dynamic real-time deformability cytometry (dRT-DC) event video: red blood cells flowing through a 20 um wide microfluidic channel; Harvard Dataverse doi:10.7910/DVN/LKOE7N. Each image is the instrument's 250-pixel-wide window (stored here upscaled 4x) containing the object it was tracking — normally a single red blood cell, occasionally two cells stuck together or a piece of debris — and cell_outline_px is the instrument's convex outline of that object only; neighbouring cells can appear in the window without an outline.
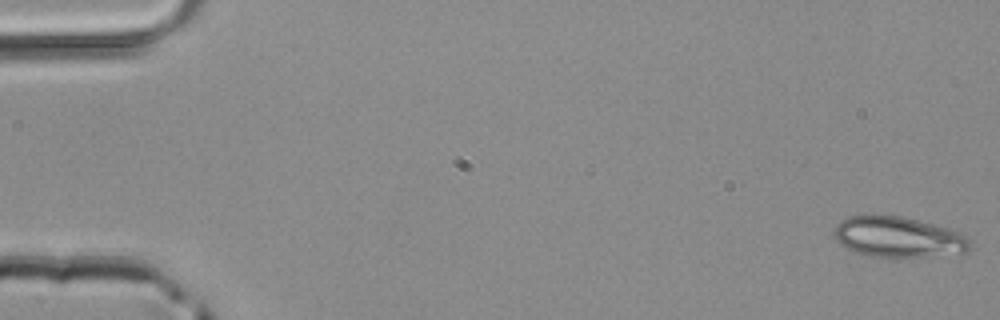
{"species": "common noctule bat (a hibernating species)", "species_latin": "Nyctalus noctula", "temperature_condition": "room temperature", "stored_images_in_passage": 48, "camera_frame_rate_fps": 3000, "um_per_image_px": 0.085, "animal": {"sex": "male", "body_mass_g": 20.4}, "frame": {"image": 1, "passage_image": 1, "time_ms": 0.0, "image_size_px": [1000, 320], "cell_outline_px": [[972, 248], [964, 252], [936, 256], [868, 256], [852, 252], [840, 244], [836, 240], [836, 224], [840, 220], [848, 216], [904, 216], [948, 228], [960, 232], [968, 240]], "centroid_in_image_um": [76.34, 20.15], "position_along_channel_um": 8.7, "area_um2": 31.85}}
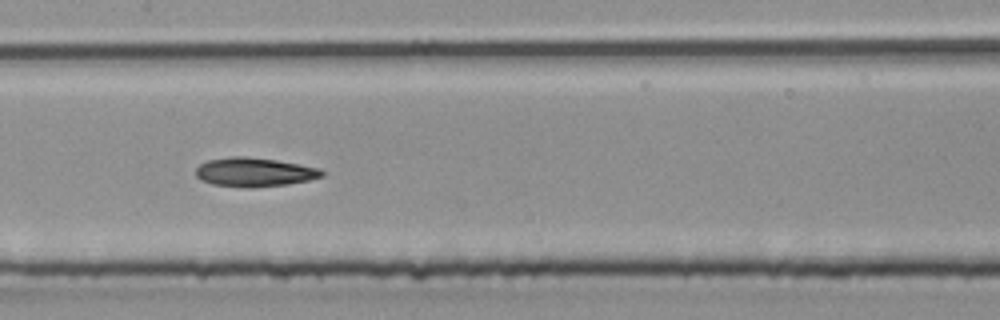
{"frame": {"image": 2, "passage_image": 24, "time_ms": 7.667, "image_size_px": [1000, 320], "cell_outline_px": [[324, 176], [308, 180], [288, 184], [252, 188], [212, 184], [200, 180], [196, 176], [196, 168], [200, 164], [208, 160], [228, 156], [248, 156], [276, 160], [300, 164], [320, 168], [324, 172]], "centroid_in_image_um": [21.62, 14.62], "position_along_channel_um": 185.8, "area_um2": 21.44}}
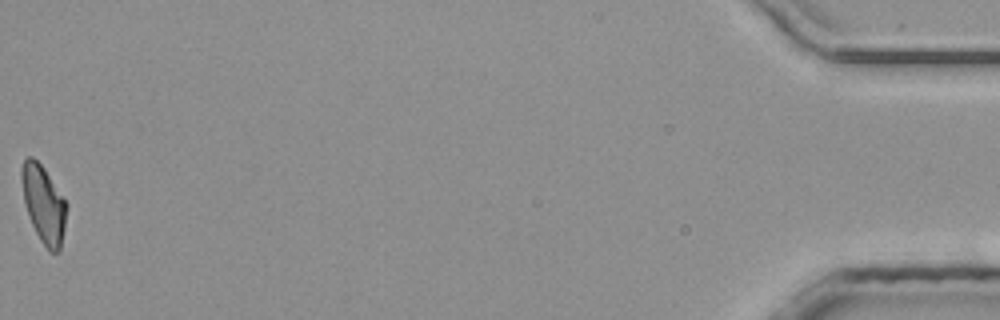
{"frame": {"image": 3, "passage_image": 48, "time_ms": 15.667, "image_size_px": [1000, 320], "cell_outline_px": [[68, 208], [60, 252], [48, 252], [40, 240], [28, 216], [24, 204], [20, 180], [20, 168], [24, 160], [28, 156], [32, 156], [44, 168], [68, 204]], "centroid_in_image_um": [3.7, 17.36], "position_along_channel_um": 431.5, "area_um2": 20.63}}